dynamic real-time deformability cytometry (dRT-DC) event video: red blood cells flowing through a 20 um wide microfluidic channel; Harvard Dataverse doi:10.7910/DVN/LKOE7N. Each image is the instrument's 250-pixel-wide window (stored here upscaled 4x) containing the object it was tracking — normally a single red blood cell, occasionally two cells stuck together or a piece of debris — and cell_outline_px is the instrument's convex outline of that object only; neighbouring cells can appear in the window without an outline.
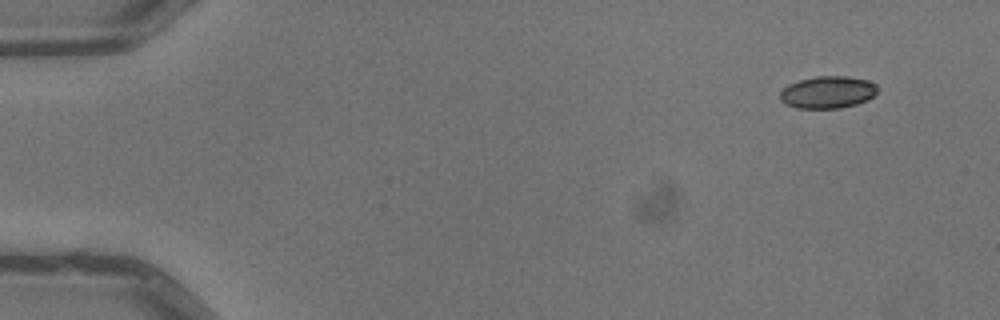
{"species": "common noctule bat (a hibernating species)", "species_latin": "Nyctalus noctula", "temperature_condition": "warm", "stored_images_in_passage": 4, "camera_frame_rate_fps": 3000, "um_per_image_px": 0.085, "animal": {"sex": "male", "body_mass_g": 13.3}, "frame": {"image": 1, "passage_image": 1, "time_ms": 0.0, "image_size_px": [1000, 320], "cell_outline_px": [[876, 92], [868, 100], [856, 104], [840, 108], [796, 108], [784, 104], [780, 100], [780, 92], [788, 84], [800, 80], [816, 76], [848, 76], [868, 80], [876, 84]], "centroid_in_image_um": [70.33, 7.84], "position_along_channel_um": 14.7, "area_um2": 18.32}}
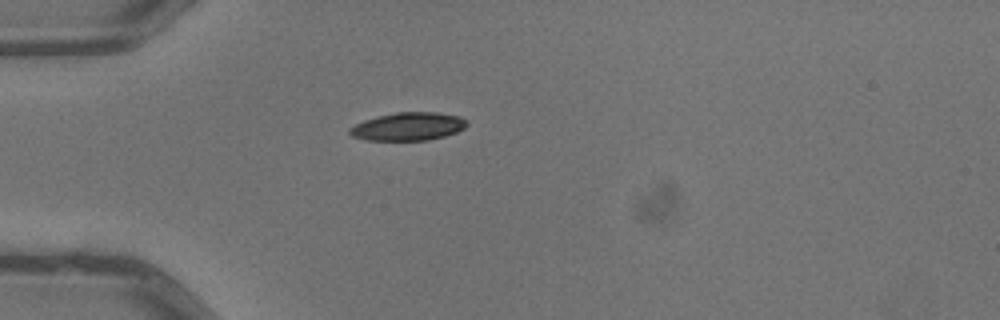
{"frame": {"image": 2, "passage_image": 4, "time_ms": 1.0, "image_size_px": [1000, 320], "cell_outline_px": [[468, 124], [464, 128], [456, 132], [444, 136], [428, 140], [368, 140], [352, 136], [348, 132], [348, 128], [364, 120], [376, 116], [396, 112], [436, 112], [460, 116], [468, 120]], "centroid_in_image_um": [34.7, 10.74], "position_along_channel_um": 50.3, "area_um2": 19.25}}